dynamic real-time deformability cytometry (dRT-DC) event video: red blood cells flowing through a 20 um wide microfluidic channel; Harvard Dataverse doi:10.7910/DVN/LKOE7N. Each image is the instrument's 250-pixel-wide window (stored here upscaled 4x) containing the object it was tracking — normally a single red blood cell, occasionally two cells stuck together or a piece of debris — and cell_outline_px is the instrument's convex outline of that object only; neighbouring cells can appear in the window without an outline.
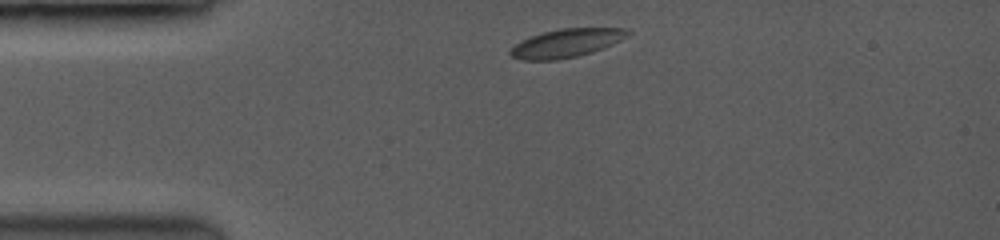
{"species": "common noctule bat (a hibernating species)", "species_latin": "Nyctalus noctula", "temperature_condition": "room temperature", "stored_images_in_passage": 3, "camera_frame_rate_fps": 3500, "um_per_image_px": 0.085, "animal": {"sex": "female", "body_mass_g": 19.0, "forearm_length_mm": 53.3}, "frame": {"image": 1, "passage_image": 1, "time_ms": 0.0, "image_size_px": [1000, 240], "cell_outline_px": [[632, 32], [600, 48], [576, 56], [556, 60], [520, 60], [512, 56], [508, 52], [520, 40], [544, 32], [564, 28], [624, 28]], "centroid_in_image_um": [48.04, 3.66], "position_along_channel_um": 37.0, "area_um2": 18.73}}